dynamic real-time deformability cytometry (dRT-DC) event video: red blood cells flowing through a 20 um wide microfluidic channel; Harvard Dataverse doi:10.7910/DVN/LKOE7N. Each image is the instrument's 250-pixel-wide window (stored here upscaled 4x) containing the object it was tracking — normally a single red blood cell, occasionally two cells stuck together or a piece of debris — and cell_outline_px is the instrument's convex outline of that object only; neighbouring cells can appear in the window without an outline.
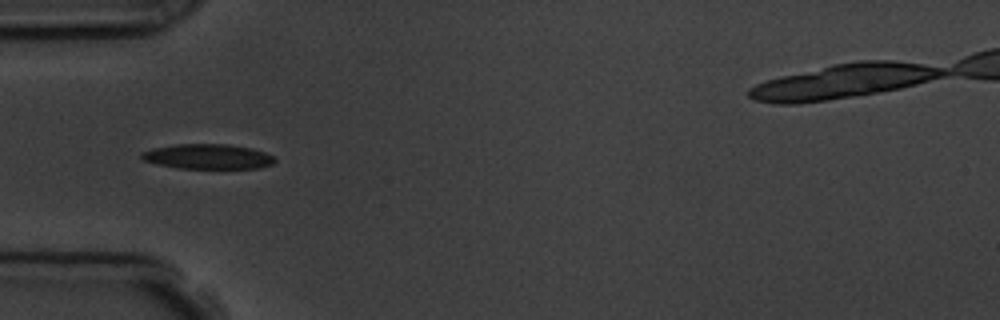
{"species": "common noctule bat (a hibernating species)", "species_latin": "Nyctalus noctula", "temperature_condition": "room temperature", "stored_images_in_passage": 9, "camera_frame_rate_fps": 3000, "um_per_image_px": 0.085, "animal": {"sex": "male", "body_mass_g": 19.5, "forearm_length_mm": 54.6}, "frame": {"image": 1, "passage_image": 4, "time_ms": 4.333, "image_size_px": [1000, 320], "cell_outline_px": [[276, 160], [272, 164], [260, 168], [176, 168], [156, 164], [144, 160], [140, 156], [140, 152], [152, 148], [176, 144], [228, 144], [252, 148], [264, 152], [272, 156]], "centroid_in_image_um": [17.63, 13.3], "position_along_channel_um": 67.4, "area_um2": 19.42}}
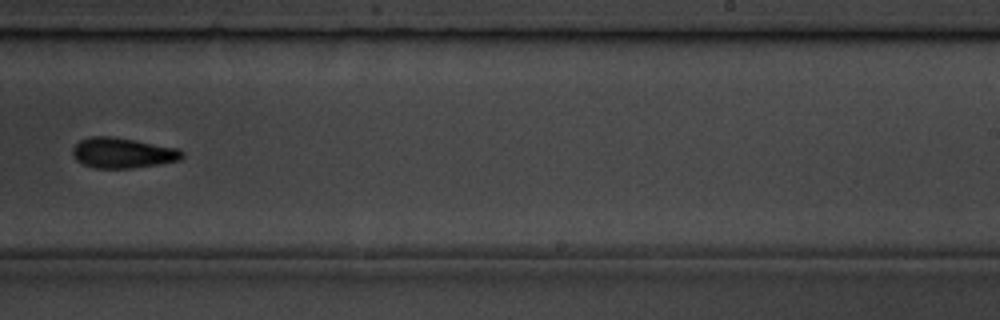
{"frame": {"image": 2, "passage_image": 9, "time_ms": 10.0, "image_size_px": [1000, 320], "cell_outline_px": [[184, 156], [180, 160], [132, 168], [92, 168], [76, 160], [72, 156], [72, 148], [80, 140], [88, 136], [112, 136], [136, 140], [180, 148], [184, 152]], "centroid_in_image_um": [10.42, 12.98], "position_along_channel_um": 278.6, "area_um2": 19.59}}